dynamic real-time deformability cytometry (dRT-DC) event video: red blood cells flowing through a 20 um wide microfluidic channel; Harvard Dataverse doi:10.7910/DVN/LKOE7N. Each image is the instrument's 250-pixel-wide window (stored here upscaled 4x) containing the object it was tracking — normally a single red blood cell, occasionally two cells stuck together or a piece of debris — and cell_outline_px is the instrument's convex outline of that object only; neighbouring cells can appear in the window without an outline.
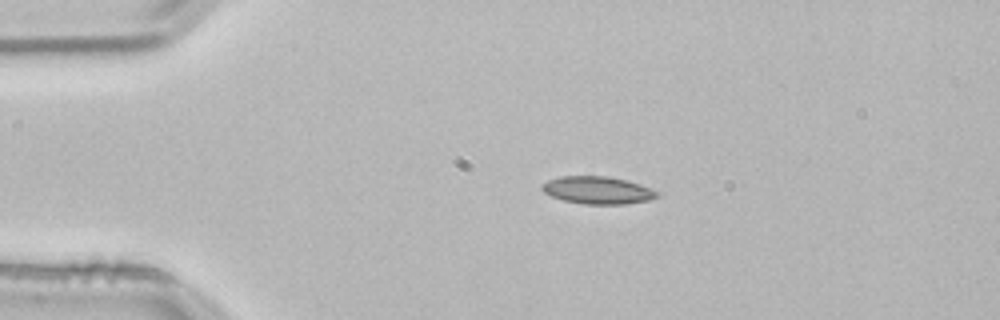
{"species": "common noctule bat (a hibernating species)", "species_latin": "Nyctalus noctula", "temperature_condition": "room temperature", "stored_images_in_passage": 43, "camera_frame_rate_fps": 3000, "um_per_image_px": 0.085, "animal": {"sex": "male", "body_mass_g": 21.5, "forearm_length_mm": 52.0}, "frame": {"image": 1, "passage_image": 1, "time_ms": 0.0, "image_size_px": [1000, 320], "cell_outline_px": [[660, 196], [648, 200], [624, 204], [584, 204], [564, 200], [552, 196], [544, 192], [540, 188], [540, 184], [548, 180], [560, 176], [608, 176], [628, 180], [640, 184], [660, 192]], "centroid_in_image_um": [50.8, 16.16], "position_along_channel_um": 34.2, "area_um2": 18.55}}
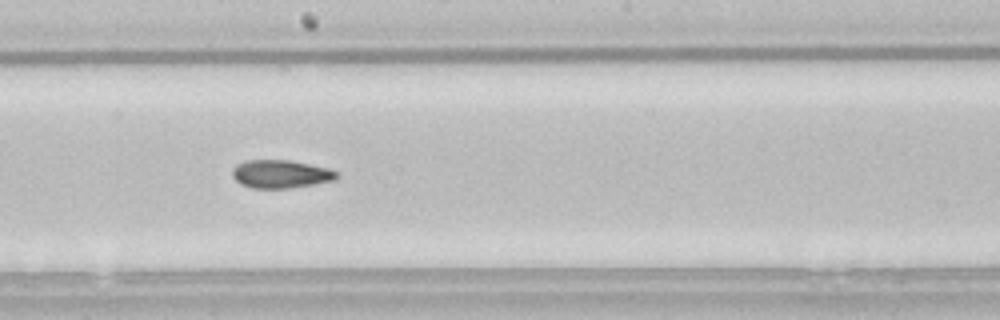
{"frame": {"image": 2, "passage_image": 19, "time_ms": 6.0, "image_size_px": [1000, 320], "cell_outline_px": [[340, 176], [336, 180], [292, 188], [252, 188], [240, 184], [232, 176], [232, 168], [236, 164], [244, 160], [288, 160], [328, 168], [340, 172]], "centroid_in_image_um": [23.87, 14.79], "position_along_channel_um": 224.3, "area_um2": 17.34}}
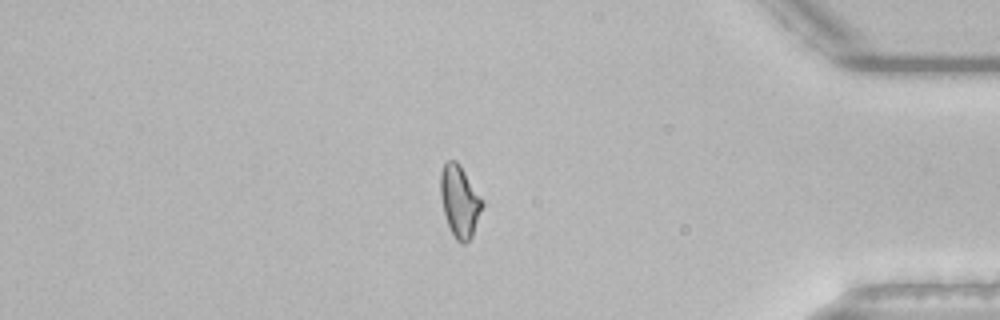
{"frame": {"image": 3, "passage_image": 35, "time_ms": 11.333, "image_size_px": [1000, 320], "cell_outline_px": [[484, 204], [472, 236], [464, 244], [460, 244], [452, 236], [444, 212], [440, 196], [440, 172], [444, 164], [448, 160], [456, 160], [460, 164]], "centroid_in_image_um": [39.05, 17.12], "position_along_channel_um": 396.2, "area_um2": 17.34}, "authors_computed_cell_mechanics": {"area_um2": 17.2822, "velocity_mm_per_s": 3.8385, "shape_relaxation_time_tau1_ms": null, "shape_relaxation_time_tau2_ms": 3.6934, "deformation_change_tau1": null, "deformation_change_tau2": 0.1007}}